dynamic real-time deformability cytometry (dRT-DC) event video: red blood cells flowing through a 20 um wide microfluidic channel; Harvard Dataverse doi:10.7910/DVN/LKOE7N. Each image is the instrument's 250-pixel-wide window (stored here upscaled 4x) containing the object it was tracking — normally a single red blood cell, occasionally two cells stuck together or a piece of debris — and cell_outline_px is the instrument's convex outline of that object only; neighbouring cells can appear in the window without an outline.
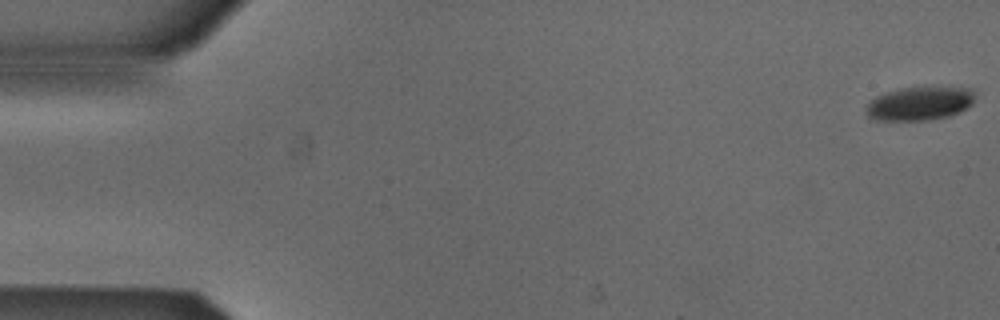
{"species": "Egyptian fruit bat (a non-hibernating species)", "species_latin": "Rousettus aegyptiacus", "temperature_condition": "cold", "stored_images_in_passage": 15, "camera_frame_rate_fps": 3000, "um_per_image_px": 0.085, "animal": {"sex": "male"}, "frame": {"image": 1, "passage_image": 1, "time_ms": 0.0, "image_size_px": [1000, 320], "cell_outline_px": [[972, 104], [948, 116], [924, 120], [876, 120], [868, 116], [868, 104], [876, 96], [888, 92], [904, 88], [972, 88]], "centroid_in_image_um": [78.14, 8.81], "position_along_channel_um": 6.9, "area_um2": 20.4}}
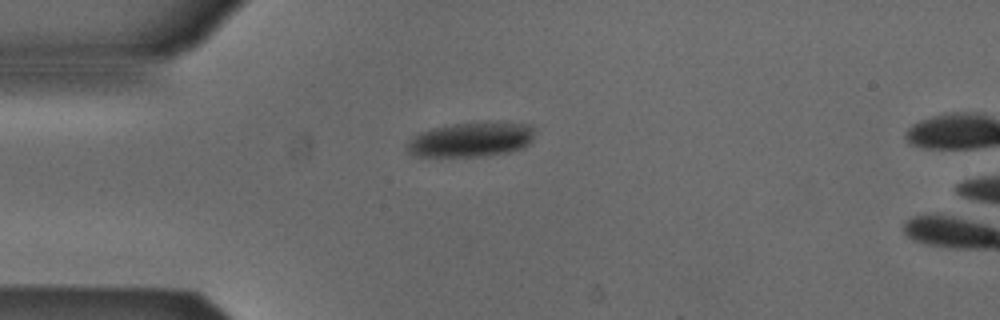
{"frame": {"image": 2, "passage_image": 14, "time_ms": 4.333, "image_size_px": [1000, 320], "cell_outline_px": [[536, 128], [532, 140], [524, 148], [508, 152], [480, 156], [416, 156], [408, 152], [408, 144], [420, 132], [432, 128], [452, 124], [504, 120], [532, 124]], "centroid_in_image_um": [40.17, 11.82], "position_along_channel_um": 44.8, "area_um2": 26.13}}